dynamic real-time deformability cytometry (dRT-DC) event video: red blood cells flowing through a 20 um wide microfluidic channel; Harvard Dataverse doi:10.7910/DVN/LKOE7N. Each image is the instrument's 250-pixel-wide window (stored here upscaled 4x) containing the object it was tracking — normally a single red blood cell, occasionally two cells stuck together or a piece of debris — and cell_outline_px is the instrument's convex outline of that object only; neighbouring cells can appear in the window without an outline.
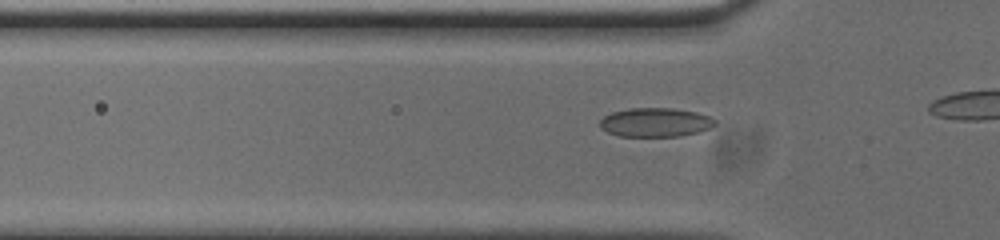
{"species": "common noctule bat (a hibernating species)", "species_latin": "Nyctalus noctula", "temperature_condition": "cold", "stored_images_in_passage": 8, "camera_frame_rate_fps": 3000, "um_per_image_px": 0.085, "animal": {"sex": "male", "body_mass_g": 20.0, "forearm_length_mm": 53.3}, "frame": {"image": 1, "passage_image": 5, "time_ms": 1.333, "image_size_px": [1000, 240], "cell_outline_px": [[716, 124], [700, 132], [680, 136], [620, 136], [608, 132], [600, 128], [600, 120], [604, 116], [612, 112], [628, 108], [672, 108], [696, 112], [708, 116], [716, 120]], "centroid_in_image_um": [55.7, 10.4], "position_along_channel_um": 70.1, "area_um2": 19.42}}